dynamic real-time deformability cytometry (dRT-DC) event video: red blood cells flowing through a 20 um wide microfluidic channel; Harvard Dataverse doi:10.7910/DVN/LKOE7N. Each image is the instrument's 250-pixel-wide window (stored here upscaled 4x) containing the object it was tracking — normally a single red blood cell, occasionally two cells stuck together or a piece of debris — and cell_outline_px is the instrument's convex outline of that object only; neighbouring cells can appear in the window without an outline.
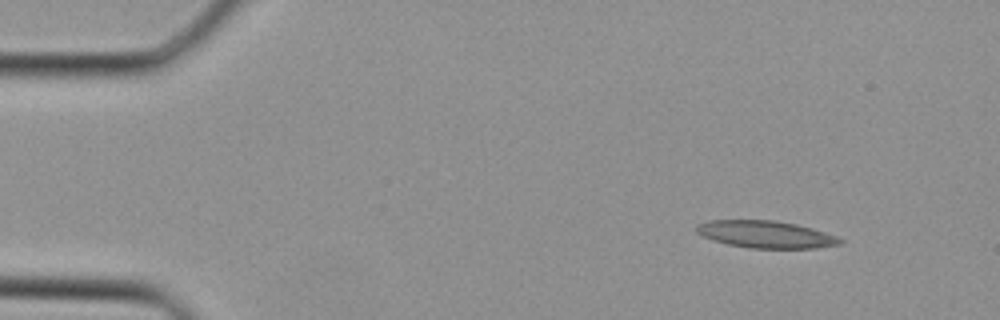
{"species": "Egyptian fruit bat (a non-hibernating species)", "species_latin": "Rousettus aegyptiacus", "temperature_condition": "cold", "stored_images_in_passage": 34, "camera_frame_rate_fps": 3000, "um_per_image_px": 0.085, "animal": {"sex": "female"}, "frame": {"image": 1, "passage_image": 1, "time_ms": 0.0, "image_size_px": [1000, 320], "cell_outline_px": [[844, 240], [840, 244], [816, 248], [752, 248], [728, 244], [712, 240], [696, 232], [696, 224], [708, 220], [776, 220], [796, 224], [812, 228], [836, 236]], "centroid_in_image_um": [65.08, 19.91], "position_along_channel_um": 19.9, "area_um2": 22.72}}
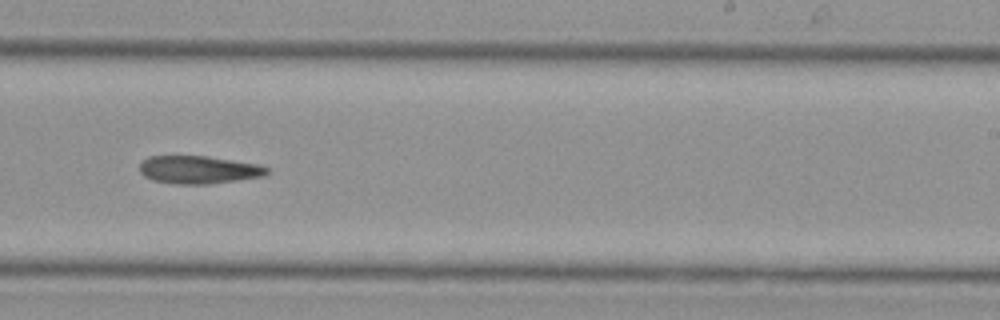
{"frame": {"image": 2, "passage_image": 20, "time_ms": 6.333, "image_size_px": [1000, 320], "cell_outline_px": [[268, 172], [264, 176], [208, 184], [176, 184], [152, 180], [144, 176], [140, 172], [140, 160], [148, 156], [208, 156], [260, 164], [268, 168]], "centroid_in_image_um": [16.86, 14.42], "position_along_channel_um": 272.1, "area_um2": 20.81}}
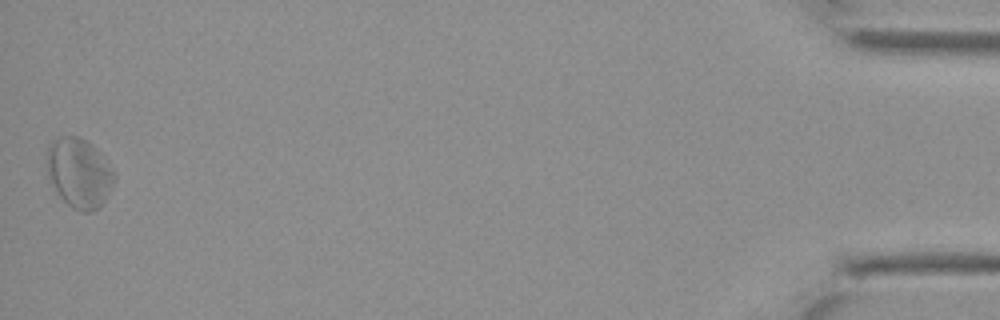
{"frame": {"image": 3, "passage_image": 34, "time_ms": 11.0, "image_size_px": [1000, 320], "cell_outline_px": [[116, 176], [112, 188], [100, 208], [92, 212], [80, 212], [72, 208], [56, 192], [48, 176], [48, 144], [52, 140], [60, 136], [80, 136], [92, 144], [100, 152], [116, 172]], "centroid_in_image_um": [6.76, 14.7], "position_along_channel_um": 428.4, "area_um2": 27.69}}